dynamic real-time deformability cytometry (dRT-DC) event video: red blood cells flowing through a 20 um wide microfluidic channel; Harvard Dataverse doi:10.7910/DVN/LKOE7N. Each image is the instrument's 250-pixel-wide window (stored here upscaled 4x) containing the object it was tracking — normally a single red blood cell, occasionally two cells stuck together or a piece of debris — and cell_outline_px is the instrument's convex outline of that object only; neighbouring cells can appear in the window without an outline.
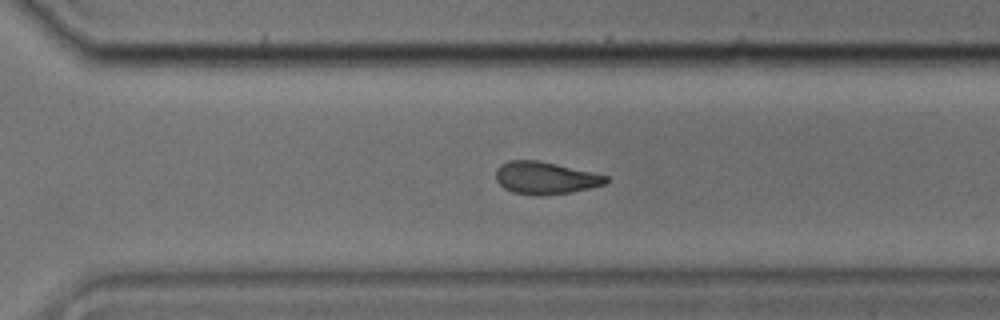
{"species": "common noctule bat (a hibernating species)", "species_latin": "Nyctalus noctula", "temperature_condition": "cold", "stored_images_in_passage": 25, "camera_frame_rate_fps": 3000, "um_per_image_px": 0.085, "animal": {"sex": "male", "body_mass_g": 17.9, "forearm_length_mm": 54.2}, "frame": {"image": 1, "passage_image": 21, "time_ms": 6.667, "image_size_px": [1000, 320], "cell_outline_px": [[608, 180], [604, 184], [572, 192], [536, 196], [512, 192], [504, 188], [496, 180], [496, 168], [500, 164], [508, 160], [536, 160], [556, 164], [592, 172], [608, 176]], "centroid_in_image_um": [46.31, 15.12], "position_along_channel_um": 324.3, "area_um2": 20.69}}